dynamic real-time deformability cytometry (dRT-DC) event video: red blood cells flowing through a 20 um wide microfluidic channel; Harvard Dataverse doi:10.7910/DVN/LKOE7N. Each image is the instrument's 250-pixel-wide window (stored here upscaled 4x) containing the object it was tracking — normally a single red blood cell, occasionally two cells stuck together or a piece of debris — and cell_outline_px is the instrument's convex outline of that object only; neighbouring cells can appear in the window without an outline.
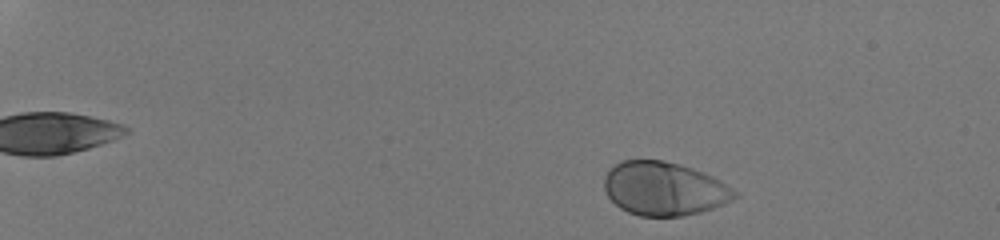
{"species": "human", "species_latin": "Homo sapiens", "temperature_condition": "room temperature", "stored_images_in_passage": 42, "camera_frame_rate_fps": 3000, "um_per_image_px": 0.085, "donor": {"sex": "male"}, "frame": {"image": 1, "passage_image": 4, "time_ms": 1.0, "image_size_px": [1000, 240], "cell_outline_px": [[740, 196], [724, 204], [700, 212], [680, 216], [640, 216], [628, 212], [620, 208], [608, 196], [604, 188], [604, 176], [620, 160], [664, 160], [680, 164], [704, 172], [720, 180], [732, 188]], "centroid_in_image_um": [56.46, 16.03], "position_along_channel_um": 28.5, "area_um2": 40.75}}
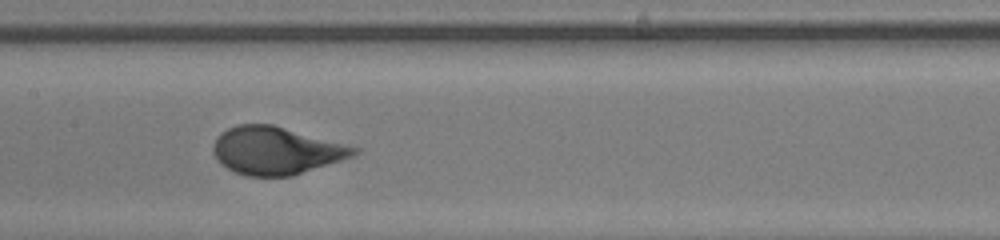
{"frame": {"image": 2, "passage_image": 26, "time_ms": 8.333, "image_size_px": [1000, 240], "cell_outline_px": [[360, 152], [352, 156], [292, 176], [248, 176], [236, 172], [220, 164], [216, 160], [212, 152], [212, 144], [216, 136], [220, 132], [236, 124], [272, 124], [360, 148]], "centroid_in_image_um": [23.4, 12.79], "position_along_channel_um": 184.0, "area_um2": 39.07}}
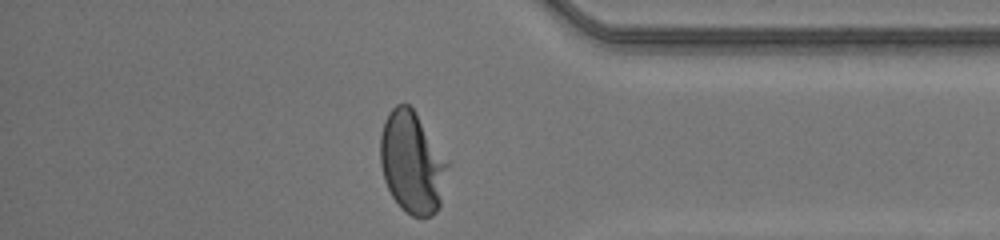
{"frame": {"image": 3, "passage_image": 42, "time_ms": 13.667, "image_size_px": [1000, 240], "cell_outline_px": [[448, 164], [440, 208], [432, 216], [412, 216], [404, 212], [400, 208], [392, 196], [384, 180], [380, 164], [380, 136], [384, 120], [388, 112], [396, 104], [408, 104], [416, 112]], "centroid_in_image_um": [34.99, 13.83], "position_along_channel_um": 400.2, "area_um2": 39.71}, "authors_computed_cell_mechanics": {"area_um2": 39.7086, "velocity_mm_per_s": 4.1899, "shape_relaxation_time_tau1_ms": 2.9819, "shape_relaxation_time_tau2_ms": null, "deformation_change_tau1": 0.1906, "deformation_change_tau2": null}}